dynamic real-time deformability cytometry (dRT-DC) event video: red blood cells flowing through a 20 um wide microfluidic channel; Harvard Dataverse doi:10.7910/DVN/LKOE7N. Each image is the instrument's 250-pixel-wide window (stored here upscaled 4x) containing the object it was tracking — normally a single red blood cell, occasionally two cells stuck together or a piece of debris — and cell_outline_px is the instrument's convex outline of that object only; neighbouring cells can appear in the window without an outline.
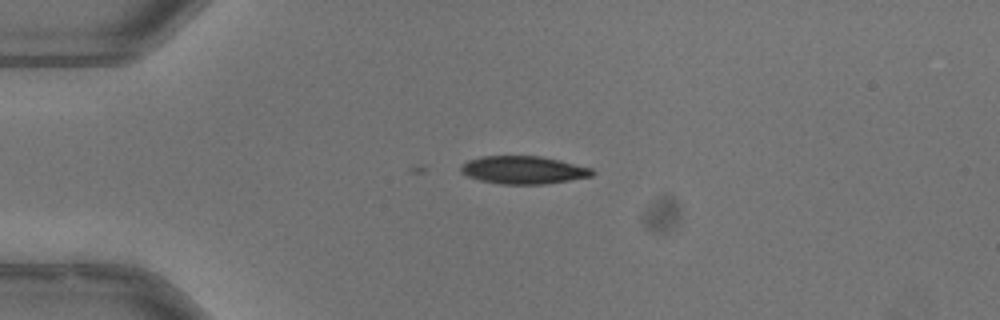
{"species": "common noctule bat (a hibernating species)", "species_latin": "Nyctalus noctula", "temperature_condition": "warm", "stored_images_in_passage": 4, "camera_frame_rate_fps": 3000, "um_per_image_px": 0.085, "animal": {"sex": "male", "body_mass_g": 13.3}, "frame": {"image": 1, "passage_image": 1, "time_ms": 0.0, "image_size_px": [1000, 320], "cell_outline_px": [[596, 172], [592, 176], [544, 184], [500, 184], [480, 180], [468, 176], [460, 172], [460, 168], [468, 160], [480, 156], [540, 156], [560, 160], [592, 168]], "centroid_in_image_um": [44.5, 14.44], "position_along_channel_um": 40.5, "area_um2": 21.27}}